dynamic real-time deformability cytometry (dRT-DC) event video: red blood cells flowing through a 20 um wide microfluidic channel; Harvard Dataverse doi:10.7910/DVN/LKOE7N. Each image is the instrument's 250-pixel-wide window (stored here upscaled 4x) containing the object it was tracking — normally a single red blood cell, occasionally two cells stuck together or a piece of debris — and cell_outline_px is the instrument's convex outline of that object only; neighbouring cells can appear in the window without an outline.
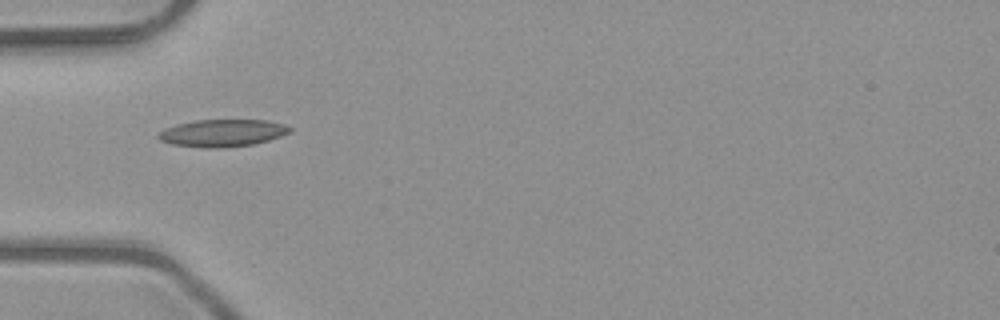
{"species": "common noctule bat (a hibernating species)", "species_latin": "Nyctalus noctula", "temperature_condition": "room temperature", "stored_images_in_passage": 7, "camera_frame_rate_fps": 3000, "um_per_image_px": 0.085, "animal": {"sex": "male", "body_mass_g": 23.1, "forearm_length_mm": 52.7}, "frame": {"image": 1, "passage_image": 5, "time_ms": 1.333, "image_size_px": [1000, 320], "cell_outline_px": [[292, 132], [268, 140], [252, 144], [224, 148], [204, 148], [172, 144], [160, 140], [156, 136], [164, 128], [176, 124], [196, 120], [268, 120], [284, 124], [292, 128]], "centroid_in_image_um": [18.9, 11.3], "position_along_channel_um": 66.1, "area_um2": 20.98}}
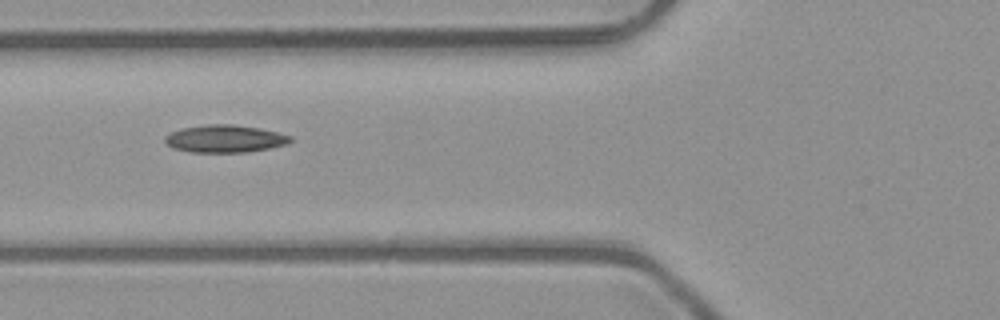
{"frame": {"image": 2, "passage_image": 6, "time_ms": 1.667, "image_size_px": [1000, 320], "cell_outline_px": [[292, 140], [288, 144], [268, 148], [244, 152], [188, 152], [172, 148], [164, 140], [164, 136], [172, 132], [184, 128], [208, 124], [232, 124], [260, 128], [292, 136]], "centroid_in_image_um": [19.11, 11.79], "position_along_channel_um": 106.7, "area_um2": 20.0}}
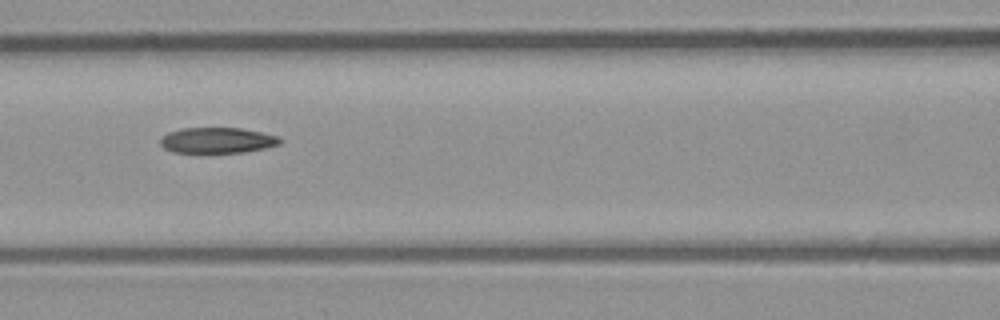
{"frame": {"image": 3, "passage_image": 7, "time_ms": 2.0, "image_size_px": [1000, 320], "cell_outline_px": [[284, 140], [280, 144], [264, 148], [244, 152], [172, 152], [164, 148], [160, 144], [160, 140], [168, 132], [180, 128], [240, 128], [280, 136]], "centroid_in_image_um": [18.49, 11.92], "position_along_channel_um": 148.1, "area_um2": 17.86}}